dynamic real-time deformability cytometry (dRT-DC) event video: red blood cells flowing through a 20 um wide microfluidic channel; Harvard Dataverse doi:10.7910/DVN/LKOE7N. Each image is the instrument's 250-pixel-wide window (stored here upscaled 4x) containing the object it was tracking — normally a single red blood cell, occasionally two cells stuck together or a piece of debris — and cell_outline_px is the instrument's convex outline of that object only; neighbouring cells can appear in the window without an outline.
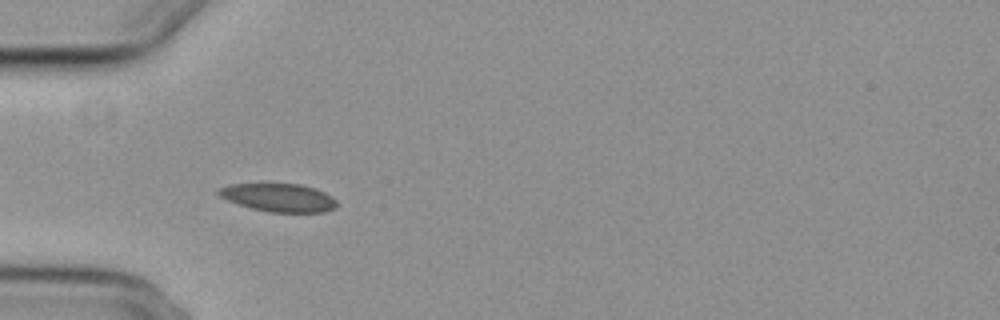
{"species": "common noctule bat (a hibernating species)", "species_latin": "Nyctalus noctula", "temperature_condition": "cold", "stored_images_in_passage": 10, "camera_frame_rate_fps": 3000, "um_per_image_px": 0.085, "animal": {"sex": "female", "body_mass_g": 29.2, "forearm_length_mm": 56.3}, "frame": {"image": 1, "passage_image": 4, "time_ms": 1.0, "image_size_px": [1000, 320], "cell_outline_px": [[336, 208], [324, 212], [268, 212], [252, 208], [228, 200], [220, 196], [216, 192], [216, 188], [228, 184], [300, 184], [316, 188], [332, 196], [336, 200]], "centroid_in_image_um": [23.69, 16.79], "position_along_channel_um": 61.3, "area_um2": 19.42}}
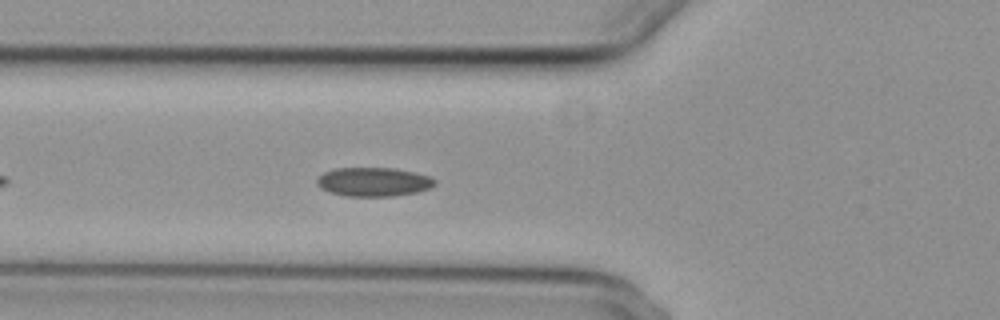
{"frame": {"image": 2, "passage_image": 7, "time_ms": 2.0, "image_size_px": [1000, 320], "cell_outline_px": [[436, 184], [428, 188], [416, 192], [392, 196], [344, 196], [328, 192], [320, 188], [316, 184], [316, 180], [324, 172], [336, 168], [392, 168], [412, 172], [428, 176], [436, 180]], "centroid_in_image_um": [31.7, 15.46], "position_along_channel_um": 94.1, "area_um2": 19.77}}